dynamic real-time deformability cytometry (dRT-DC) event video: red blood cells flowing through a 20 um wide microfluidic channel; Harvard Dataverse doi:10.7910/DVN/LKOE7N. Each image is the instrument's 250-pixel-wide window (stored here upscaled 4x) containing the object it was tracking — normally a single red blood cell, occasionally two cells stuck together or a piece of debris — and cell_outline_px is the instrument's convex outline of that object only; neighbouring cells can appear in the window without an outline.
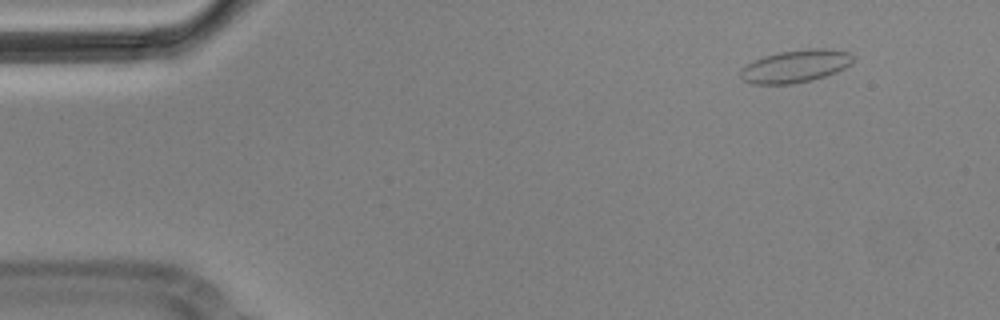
{"species": "Egyptian fruit bat (a non-hibernating species)", "species_latin": "Rousettus aegyptiacus", "temperature_condition": "cold", "stored_images_in_passage": 5, "camera_frame_rate_fps": 3000, "um_per_image_px": 0.085, "animal": {"sex": "male"}, "frame": {"image": 1, "passage_image": 2, "time_ms": 0.333, "image_size_px": [1000, 320], "cell_outline_px": [[856, 56], [852, 64], [836, 72], [812, 80], [792, 84], [752, 84], [740, 80], [740, 68], [764, 56], [780, 52], [808, 48], [828, 48], [848, 52]], "centroid_in_image_um": [67.63, 5.62], "position_along_channel_um": 17.4, "area_um2": 21.62}}